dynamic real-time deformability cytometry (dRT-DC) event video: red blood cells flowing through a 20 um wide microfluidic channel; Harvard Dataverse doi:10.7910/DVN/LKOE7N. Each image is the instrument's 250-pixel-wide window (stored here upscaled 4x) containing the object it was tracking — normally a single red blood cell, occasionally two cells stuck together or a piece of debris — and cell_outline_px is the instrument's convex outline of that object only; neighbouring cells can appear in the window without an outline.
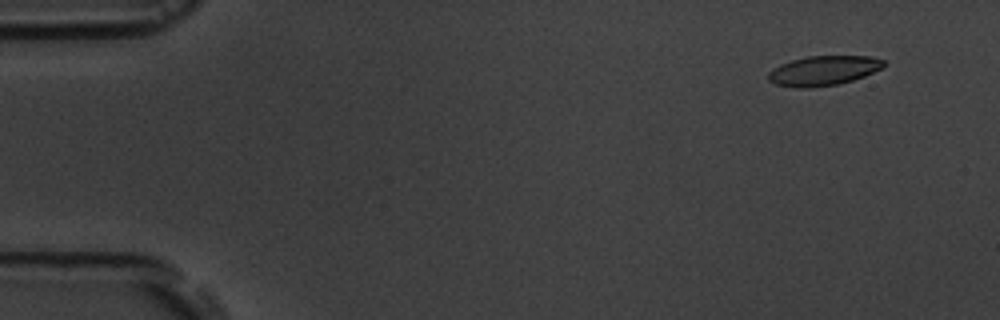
{"species": "common noctule bat (a hibernating species)", "species_latin": "Nyctalus noctula", "temperature_condition": "room temperature", "stored_images_in_passage": 11, "camera_frame_rate_fps": 3000, "um_per_image_px": 0.085, "animal": {"sex": "male", "body_mass_g": 19.5, "forearm_length_mm": 54.6}, "frame": {"image": 1, "passage_image": 1, "time_ms": 0.0, "image_size_px": [1000, 320], "cell_outline_px": [[884, 64], [880, 68], [864, 76], [840, 84], [808, 88], [796, 88], [776, 84], [768, 80], [768, 72], [772, 68], [780, 64], [792, 60], [808, 56], [872, 56], [884, 60]], "centroid_in_image_um": [69.95, 6.01], "position_along_channel_um": 15.0, "area_um2": 19.94}}
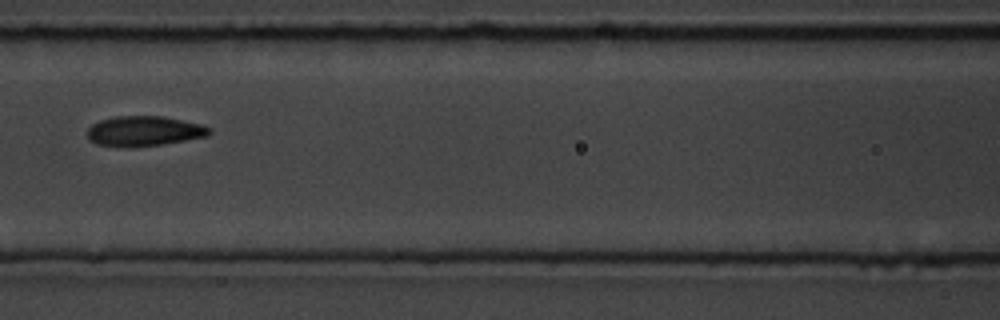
{"frame": {"image": 2, "passage_image": 7, "time_ms": 7.0, "image_size_px": [1000, 320], "cell_outline_px": [[212, 132], [208, 136], [160, 144], [128, 148], [116, 148], [96, 144], [88, 140], [88, 128], [92, 124], [100, 120], [116, 116], [164, 116], [204, 124], [212, 128]], "centroid_in_image_um": [12.24, 11.15], "position_along_channel_um": 154.4, "area_um2": 21.79}}
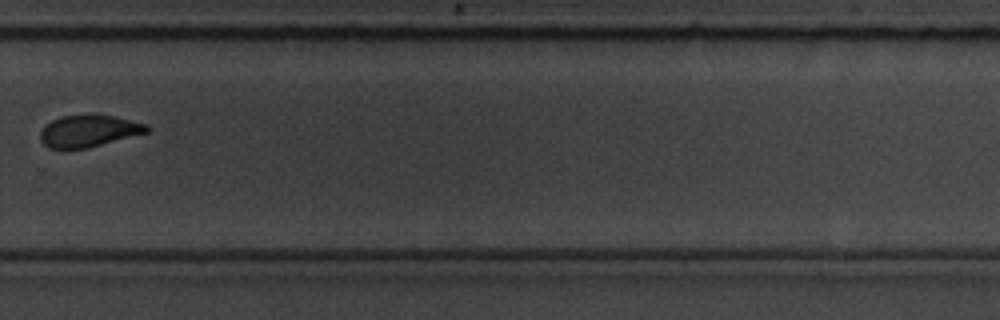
{"frame": {"image": 3, "passage_image": 11, "time_ms": 11.667, "image_size_px": [1000, 320], "cell_outline_px": [[152, 128], [148, 132], [88, 148], [48, 148], [40, 140], [40, 132], [52, 120], [60, 116], [112, 116], [148, 124]], "centroid_in_image_um": [7.57, 11.15], "position_along_channel_um": 322.2, "area_um2": 19.36}}